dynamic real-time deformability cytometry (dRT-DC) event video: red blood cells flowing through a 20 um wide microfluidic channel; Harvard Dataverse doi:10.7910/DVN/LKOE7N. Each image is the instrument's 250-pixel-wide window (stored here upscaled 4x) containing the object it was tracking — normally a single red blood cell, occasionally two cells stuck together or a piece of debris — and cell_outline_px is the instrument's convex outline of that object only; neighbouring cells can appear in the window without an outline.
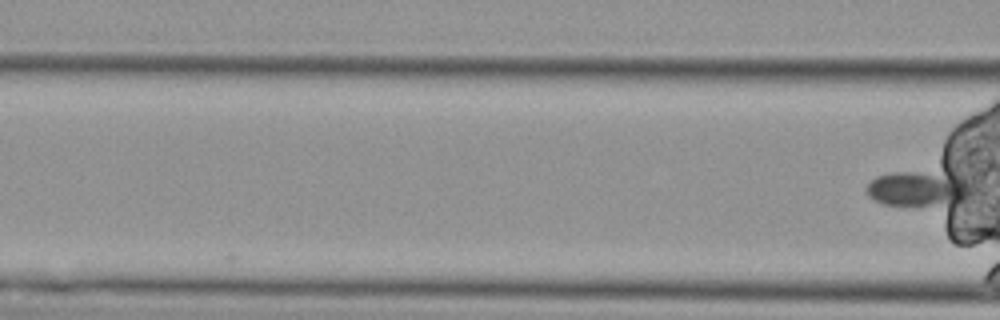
{"species": "Egyptian fruit bat (a non-hibernating species)", "species_latin": "Rousettus aegyptiacus", "temperature_condition": "cold", "stored_images_in_passage": 4, "camera_frame_rate_fps": 3000, "um_per_image_px": 0.085, "animal": {"sex": "female"}, "frame": {"image": 1, "passage_image": 4, "time_ms": 1.0, "image_size_px": [1000, 320], "cell_outline_px": [[968, 196], [952, 208], [904, 208], [884, 204], [872, 200], [868, 196], [868, 184], [876, 176], [892, 172], [916, 172], [936, 176], [968, 184]], "centroid_in_image_um": [77.91, 16.21], "position_along_channel_um": 88.7, "area_um2": 21.39}}